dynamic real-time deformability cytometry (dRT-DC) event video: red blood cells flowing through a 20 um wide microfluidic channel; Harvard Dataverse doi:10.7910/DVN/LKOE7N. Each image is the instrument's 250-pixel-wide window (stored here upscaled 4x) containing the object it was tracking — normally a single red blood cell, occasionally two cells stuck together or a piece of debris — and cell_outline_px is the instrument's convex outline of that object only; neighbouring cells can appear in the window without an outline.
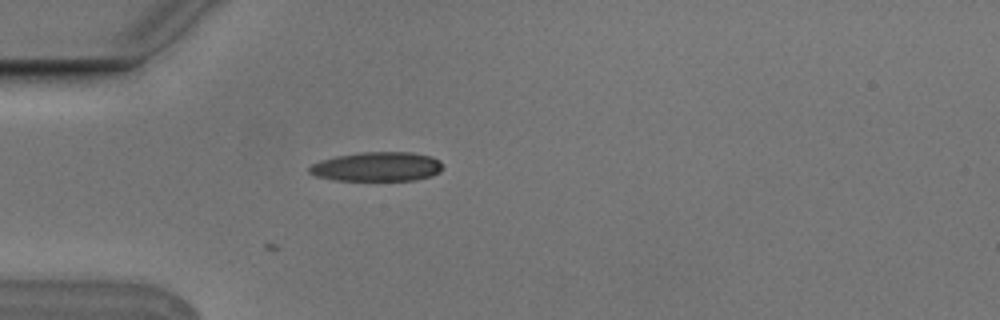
{"species": "Egyptian fruit bat (a non-hibernating species)", "species_latin": "Rousettus aegyptiacus", "temperature_condition": "cold", "stored_images_in_passage": 2, "camera_frame_rate_fps": 3000, "um_per_image_px": 0.085, "animal": {"sex": "male"}, "frame": {"image": 1, "passage_image": 2, "time_ms": 0.333, "image_size_px": [1000, 320], "cell_outline_px": [[444, 168], [440, 172], [432, 176], [416, 180], [336, 180], [316, 176], [308, 172], [308, 168], [312, 164], [320, 160], [336, 156], [360, 152], [412, 152], [432, 156], [440, 160]], "centroid_in_image_um": [32.09, 14.16], "position_along_channel_um": 52.9, "area_um2": 23.0}}